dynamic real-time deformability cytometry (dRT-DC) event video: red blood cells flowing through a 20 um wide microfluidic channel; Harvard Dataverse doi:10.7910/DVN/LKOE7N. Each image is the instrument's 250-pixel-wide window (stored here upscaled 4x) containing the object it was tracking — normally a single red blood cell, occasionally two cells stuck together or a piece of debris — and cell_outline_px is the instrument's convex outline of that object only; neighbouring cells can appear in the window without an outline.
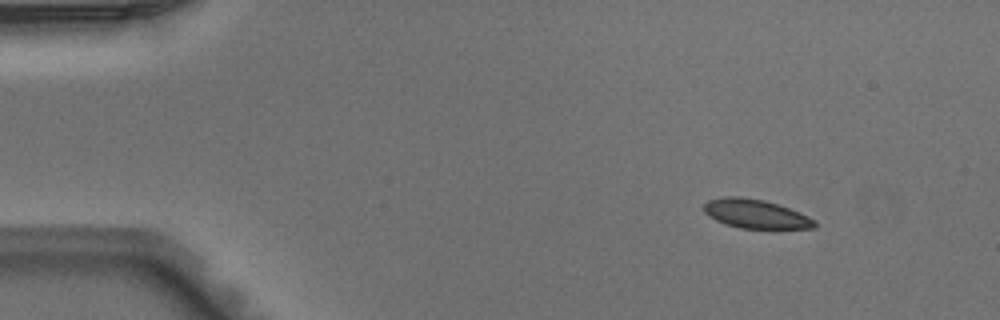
{"species": "Egyptian fruit bat (a non-hibernating species)", "species_latin": "Rousettus aegyptiacus", "temperature_condition": "warm", "stored_images_in_passage": 3, "camera_frame_rate_fps": 3000, "um_per_image_px": 0.085, "animal": {"sex": "male"}, "frame": {"image": 1, "passage_image": 1, "time_ms": 0.0, "image_size_px": [1000, 320], "cell_outline_px": [[816, 228], [740, 228], [724, 224], [708, 216], [704, 212], [704, 204], [708, 200], [724, 196], [740, 196], [764, 200], [800, 212], [816, 220]], "centroid_in_image_um": [64.21, 18.17], "position_along_channel_um": 20.8, "area_um2": 18.67}}
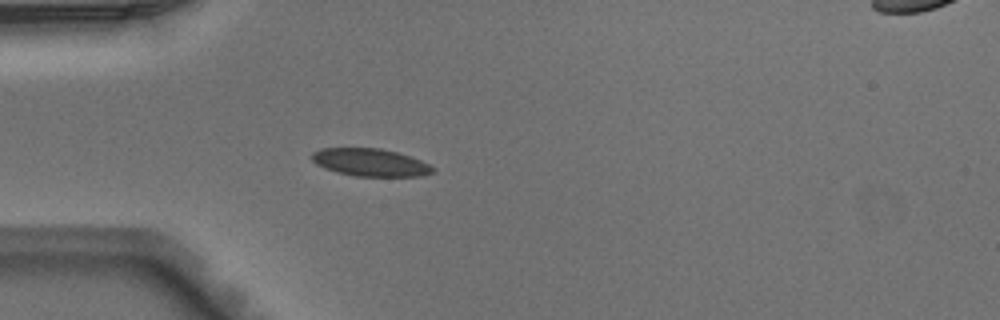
{"frame": {"image": 2, "passage_image": 3, "time_ms": 0.667, "image_size_px": [1000, 320], "cell_outline_px": [[436, 172], [424, 176], [356, 176], [336, 172], [324, 168], [316, 164], [312, 160], [312, 152], [320, 148], [380, 148], [396, 152], [420, 160], [436, 168]], "centroid_in_image_um": [31.48, 13.81], "position_along_channel_um": 53.5, "area_um2": 19.54}}